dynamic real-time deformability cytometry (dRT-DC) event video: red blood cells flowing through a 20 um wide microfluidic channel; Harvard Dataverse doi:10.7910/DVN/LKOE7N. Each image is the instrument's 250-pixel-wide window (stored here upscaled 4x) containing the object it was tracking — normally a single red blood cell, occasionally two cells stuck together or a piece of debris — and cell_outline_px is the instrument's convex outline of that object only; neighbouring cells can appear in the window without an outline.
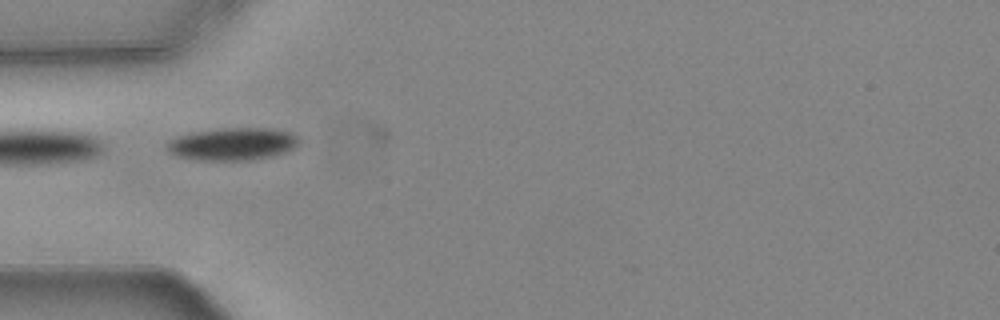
{"species": "common noctule bat (a hibernating species)", "species_latin": "Nyctalus noctula", "temperature_condition": "warm", "stored_images_in_passage": 11, "camera_frame_rate_fps": 3000, "um_per_image_px": 0.085, "animal": {"sex": "female", "body_mass_g": 24.6, "forearm_length_mm": 56.2}, "frame": {"image": 1, "passage_image": 1, "time_ms": 0.0, "image_size_px": [1000, 320], "cell_outline_px": [[300, 144], [284, 152], [272, 156], [252, 160], [196, 160], [176, 156], [168, 152], [164, 148], [164, 144], [168, 140], [176, 136], [192, 132], [220, 128], [268, 128], [288, 132], [296, 136], [300, 140]], "centroid_in_image_um": [19.68, 12.24], "position_along_channel_um": 65.3, "area_um2": 25.32}}
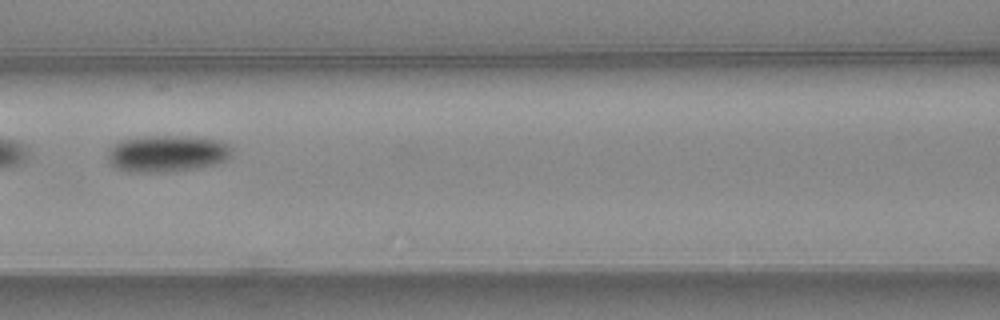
{"frame": {"image": 2, "passage_image": 8, "time_ms": 2.333, "image_size_px": [1000, 320], "cell_outline_px": [[232, 156], [216, 164], [196, 168], [160, 172], [124, 172], [116, 168], [108, 160], [108, 152], [112, 144], [120, 140], [144, 136], [196, 136], [216, 140], [228, 144], [232, 148]], "centroid_in_image_um": [14.18, 13.04], "position_along_channel_um": 152.4, "area_um2": 26.76}}